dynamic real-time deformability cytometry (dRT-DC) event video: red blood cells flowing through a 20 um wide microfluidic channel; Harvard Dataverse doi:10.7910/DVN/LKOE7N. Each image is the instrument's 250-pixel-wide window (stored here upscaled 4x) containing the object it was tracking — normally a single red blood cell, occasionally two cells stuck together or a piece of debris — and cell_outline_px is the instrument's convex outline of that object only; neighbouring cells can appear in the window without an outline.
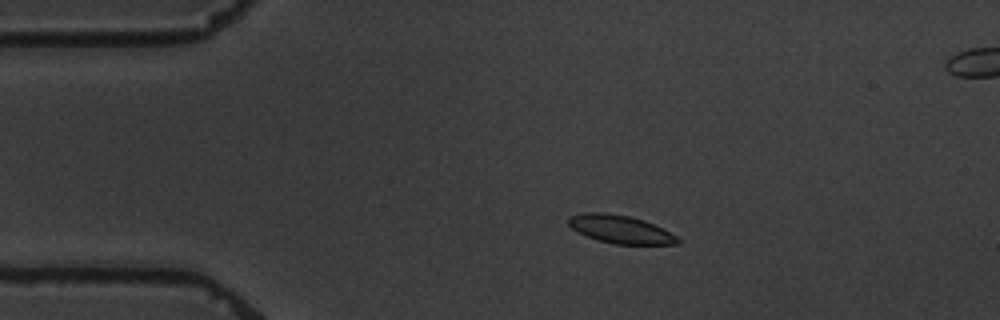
{"species": "common noctule bat (a hibernating species)", "species_latin": "Nyctalus noctula", "temperature_condition": "warm", "stored_images_in_passage": 6, "camera_frame_rate_fps": 3000, "um_per_image_px": 0.085, "animal": {"sex": "male", "body_mass_g": 19.5, "forearm_length_mm": 54.6}, "frame": {"image": 1, "passage_image": 4, "time_ms": 3.667, "image_size_px": [1000, 320], "cell_outline_px": [[680, 244], [616, 244], [596, 240], [576, 232], [568, 224], [568, 216], [584, 212], [604, 212], [628, 216], [644, 220], [676, 236], [680, 240]], "centroid_in_image_um": [52.66, 19.48], "position_along_channel_um": 32.3, "area_um2": 17.8}}